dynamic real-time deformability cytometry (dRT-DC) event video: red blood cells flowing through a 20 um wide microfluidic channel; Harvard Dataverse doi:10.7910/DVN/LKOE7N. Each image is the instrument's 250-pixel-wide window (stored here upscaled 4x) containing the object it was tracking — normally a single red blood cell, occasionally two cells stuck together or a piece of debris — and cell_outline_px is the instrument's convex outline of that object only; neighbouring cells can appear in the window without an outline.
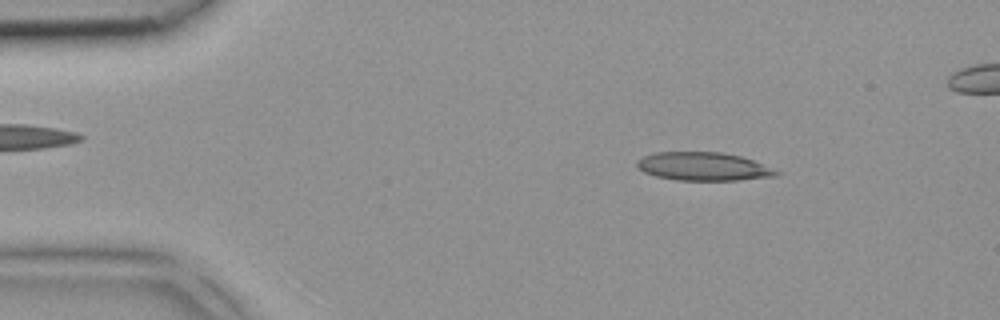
{"species": "common noctule bat (a hibernating species)", "species_latin": "Nyctalus noctula", "temperature_condition": "room temperature", "stored_images_in_passage": 4, "camera_frame_rate_fps": 3000, "um_per_image_px": 0.085, "animal": {"sex": "female", "body_mass_g": 18.4}, "frame": {"image": 1, "passage_image": 1, "time_ms": 0.0, "image_size_px": [1000, 320], "cell_outline_px": [[784, 172], [776, 176], [740, 180], [676, 180], [656, 176], [644, 172], [636, 164], [636, 160], [644, 156], [656, 152], [720, 152], [740, 156], [752, 160]], "centroid_in_image_um": [59.82, 14.15], "position_along_channel_um": 25.2, "area_um2": 23.0}}